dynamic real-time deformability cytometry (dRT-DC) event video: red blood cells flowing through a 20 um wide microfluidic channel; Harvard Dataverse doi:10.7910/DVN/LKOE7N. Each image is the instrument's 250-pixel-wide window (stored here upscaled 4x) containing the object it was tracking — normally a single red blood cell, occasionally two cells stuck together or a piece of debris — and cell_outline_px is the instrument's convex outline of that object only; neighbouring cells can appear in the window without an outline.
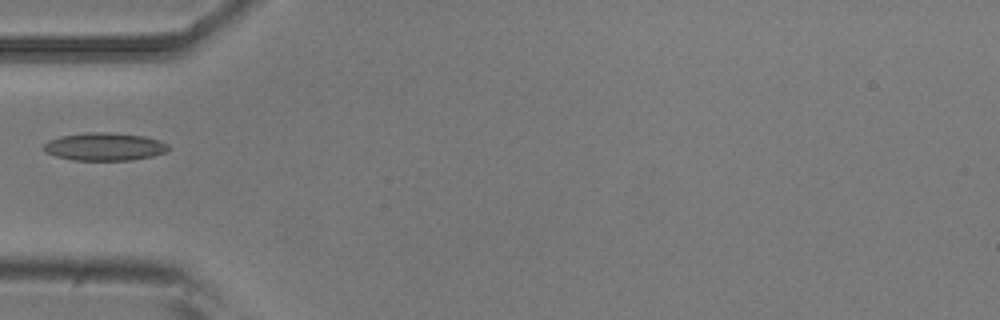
{"species": "common noctule bat (a hibernating species)", "species_latin": "Nyctalus noctula", "temperature_condition": "room temperature", "stored_images_in_passage": 3, "camera_frame_rate_fps": 3000, "um_per_image_px": 0.085, "animal": {"sex": "male", "body_mass_g": 20.5, "forearm_length_mm": 52.5}, "frame": {"image": 1, "passage_image": 3, "time_ms": 0.667, "image_size_px": [1000, 320], "cell_outline_px": [[172, 148], [168, 152], [152, 156], [132, 160], [72, 160], [56, 156], [44, 152], [40, 148], [48, 140], [60, 136], [88, 132], [108, 132], [144, 136], [160, 140], [168, 144]], "centroid_in_image_um": [8.89, 12.47], "position_along_channel_um": 76.1, "area_um2": 20.58}}